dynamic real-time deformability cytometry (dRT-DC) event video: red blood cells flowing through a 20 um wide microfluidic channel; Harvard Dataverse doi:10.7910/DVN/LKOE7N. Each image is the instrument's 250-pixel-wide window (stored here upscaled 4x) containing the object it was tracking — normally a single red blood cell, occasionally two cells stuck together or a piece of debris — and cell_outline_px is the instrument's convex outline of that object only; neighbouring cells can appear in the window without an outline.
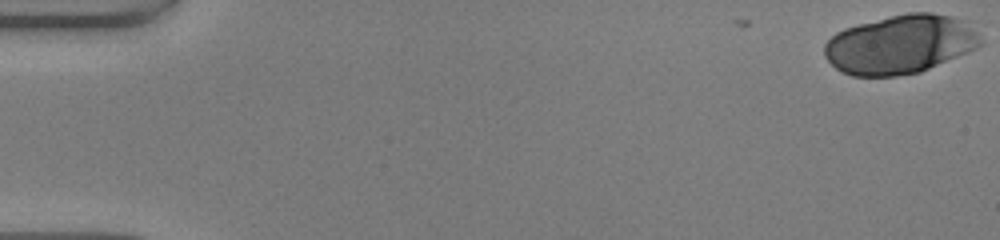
{"species": "human", "species_latin": "Homo sapiens", "temperature_condition": "warm", "stored_images_in_passage": 37, "camera_frame_rate_fps": 3000, "um_per_image_px": 0.085, "donor": {"sex": "male"}, "frame": {"image": 1, "passage_image": 1, "time_ms": 0.0, "image_size_px": [1000, 240], "cell_outline_px": [[984, 44], [968, 52], [920, 72], [896, 76], [852, 76], [836, 68], [824, 56], [824, 44], [836, 32], [844, 28], [908, 12], [932, 12], [952, 16], [968, 20], [984, 40]], "centroid_in_image_um": [76.58, 3.76], "position_along_channel_um": 8.4, "area_um2": 53.81}}
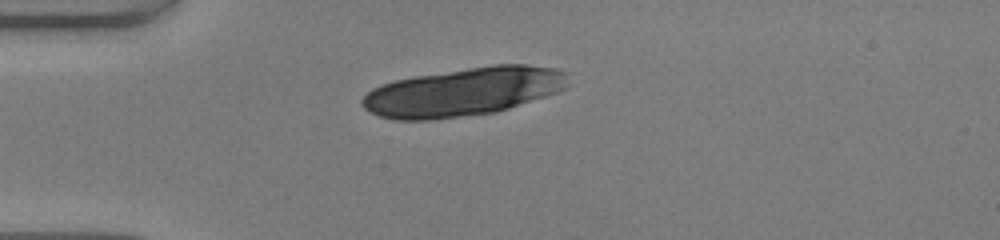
{"frame": {"image": 2, "passage_image": 14, "time_ms": 4.333, "image_size_px": [1000, 240], "cell_outline_px": [[568, 88], [496, 112], [432, 120], [396, 120], [380, 116], [364, 108], [360, 104], [360, 100], [372, 88], [380, 84], [396, 80], [416, 76], [468, 68], [496, 64], [524, 64], [556, 68], [568, 72]], "centroid_in_image_um": [39.4, 7.8], "position_along_channel_um": 45.6, "area_um2": 57.97}}